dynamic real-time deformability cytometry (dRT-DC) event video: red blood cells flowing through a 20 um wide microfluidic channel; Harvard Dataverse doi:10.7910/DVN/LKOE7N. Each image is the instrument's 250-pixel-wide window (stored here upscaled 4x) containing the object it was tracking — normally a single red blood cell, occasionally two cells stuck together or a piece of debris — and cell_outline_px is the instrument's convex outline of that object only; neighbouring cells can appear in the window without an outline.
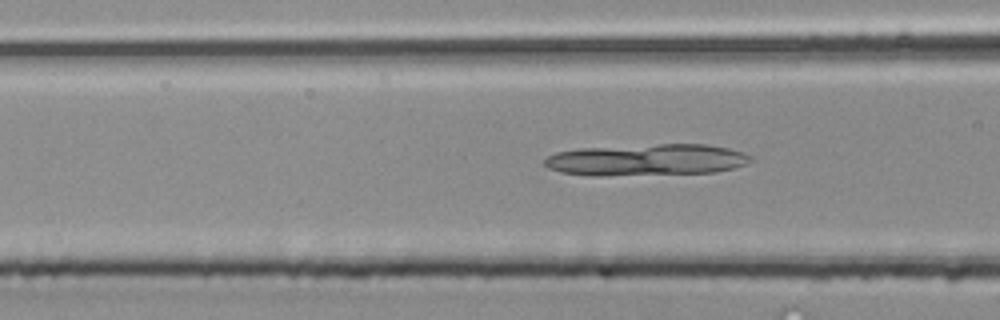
{"species": "common noctule bat (a hibernating species)", "species_latin": "Nyctalus noctula", "temperature_condition": "room temperature", "stored_images_in_passage": 7, "segment_of_instrument_passage": [3, 3], "camera_frame_rate_fps": 3000, "um_per_image_px": 0.085, "animal": {"sex": "male", "body_mass_g": 20.4}, "frame": {"image": 1, "passage_image": 7, "time_ms": 2.0, "image_size_px": [1000, 320], "cell_outline_px": [[752, 160], [744, 164], [732, 168], [716, 172], [604, 176], [588, 176], [560, 172], [548, 168], [544, 164], [544, 160], [548, 156], [556, 152], [580, 148], [660, 144], [704, 144], [728, 148], [752, 156]], "centroid_in_image_um": [54.91, 13.59], "position_along_channel_um": 111.7, "area_um2": 37.97}}